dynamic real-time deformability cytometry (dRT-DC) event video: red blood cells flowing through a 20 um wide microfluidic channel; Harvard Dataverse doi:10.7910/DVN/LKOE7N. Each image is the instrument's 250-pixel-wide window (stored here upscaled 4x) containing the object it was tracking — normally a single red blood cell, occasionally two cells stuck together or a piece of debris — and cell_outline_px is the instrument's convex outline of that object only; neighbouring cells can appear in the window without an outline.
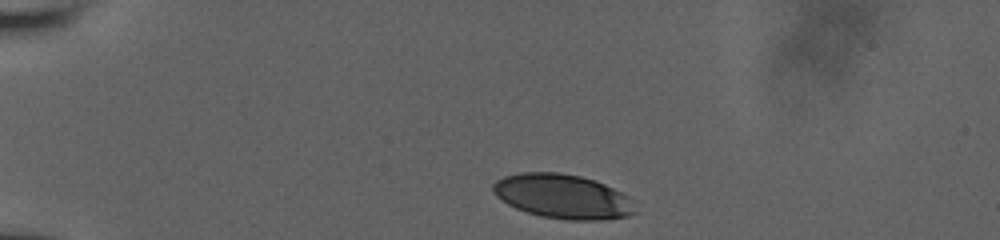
{"species": "human", "species_latin": "Homo sapiens", "temperature_condition": "room temperature", "stored_images_in_passage": 32, "camera_frame_rate_fps": 3000, "um_per_image_px": 0.085, "donor": {"sex": "male"}, "frame": {"image": 1, "passage_image": 1, "time_ms": 0.0, "image_size_px": [1000, 240], "cell_outline_px": [[636, 212], [628, 216], [604, 220], [568, 220], [540, 216], [516, 208], [508, 204], [496, 196], [492, 192], [492, 184], [496, 180], [504, 176], [520, 172], [560, 172], [580, 176], [596, 180], [636, 200]], "centroid_in_image_um": [47.86, 16.69], "position_along_channel_um": 37.1, "area_um2": 37.11}}
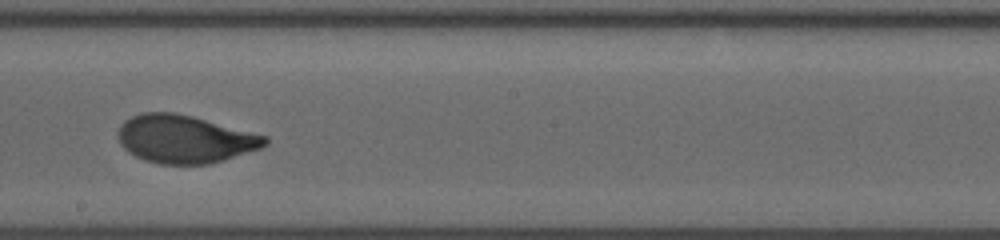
{"frame": {"image": 2, "passage_image": 19, "time_ms": 6.667, "image_size_px": [1000, 240], "cell_outline_px": [[268, 144], [260, 148], [224, 160], [208, 164], [160, 164], [144, 160], [128, 152], [120, 144], [116, 136], [120, 124], [124, 120], [140, 112], [176, 112], [192, 116], [268, 136]], "centroid_in_image_um": [15.67, 11.81], "position_along_channel_um": 232.5, "area_um2": 41.27}}
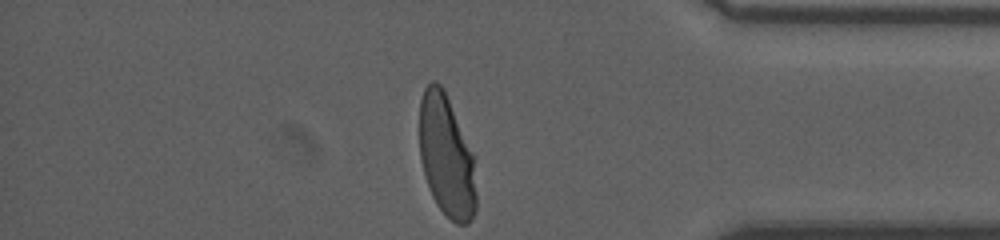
{"frame": {"image": 3, "passage_image": 32, "time_ms": 11.333, "image_size_px": [1000, 240], "cell_outline_px": [[476, 208], [472, 220], [468, 224], [456, 224], [436, 204], [432, 196], [424, 176], [420, 156], [420, 100], [424, 88], [432, 80], [436, 80], [444, 88], [472, 152], [476, 196]], "centroid_in_image_um": [37.94, 13.27], "position_along_channel_um": 397.3, "area_um2": 40.23}}